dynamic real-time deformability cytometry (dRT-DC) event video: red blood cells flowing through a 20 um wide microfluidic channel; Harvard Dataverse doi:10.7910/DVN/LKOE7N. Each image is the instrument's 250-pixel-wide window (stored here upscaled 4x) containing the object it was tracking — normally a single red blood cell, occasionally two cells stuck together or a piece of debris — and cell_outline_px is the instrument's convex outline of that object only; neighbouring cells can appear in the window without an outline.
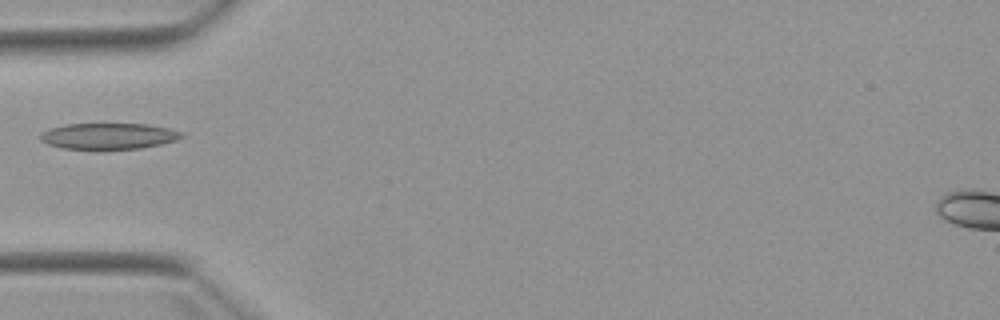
{"species": "Egyptian fruit bat (a non-hibernating species)", "species_latin": "Rousettus aegyptiacus", "temperature_condition": "warm", "stored_images_in_passage": 2, "camera_frame_rate_fps": 3000, "um_per_image_px": 0.085, "animal": {"sex": "female"}, "frame": {"image": 1, "passage_image": 1, "time_ms": 0.0, "image_size_px": [1000, 320], "cell_outline_px": [[184, 136], [176, 140], [160, 144], [140, 148], [64, 148], [48, 144], [40, 140], [40, 132], [48, 128], [64, 124], [148, 124], [168, 128], [180, 132]], "centroid_in_image_um": [9.18, 11.55], "position_along_channel_um": 75.8, "area_um2": 21.15}}
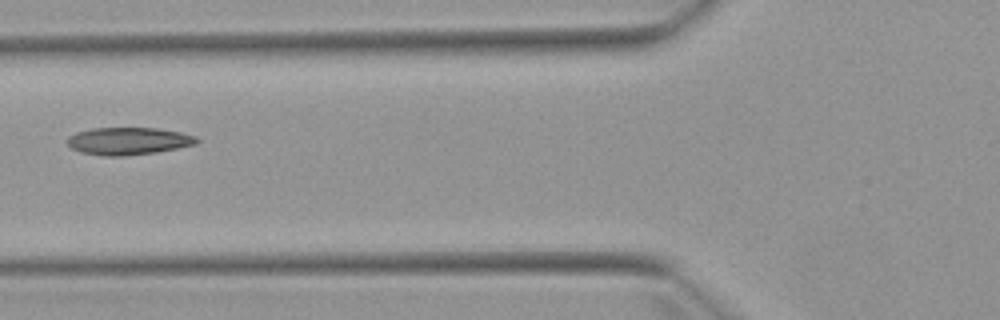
{"frame": {"image": 2, "passage_image": 2, "time_ms": 1.0, "image_size_px": [1000, 320], "cell_outline_px": [[200, 140], [196, 144], [156, 152], [124, 156], [104, 156], [80, 152], [72, 148], [68, 144], [68, 136], [76, 132], [92, 128], [156, 128], [180, 132], [196, 136]], "centroid_in_image_um": [10.91, 11.99], "position_along_channel_um": 114.9, "area_um2": 20.63}}